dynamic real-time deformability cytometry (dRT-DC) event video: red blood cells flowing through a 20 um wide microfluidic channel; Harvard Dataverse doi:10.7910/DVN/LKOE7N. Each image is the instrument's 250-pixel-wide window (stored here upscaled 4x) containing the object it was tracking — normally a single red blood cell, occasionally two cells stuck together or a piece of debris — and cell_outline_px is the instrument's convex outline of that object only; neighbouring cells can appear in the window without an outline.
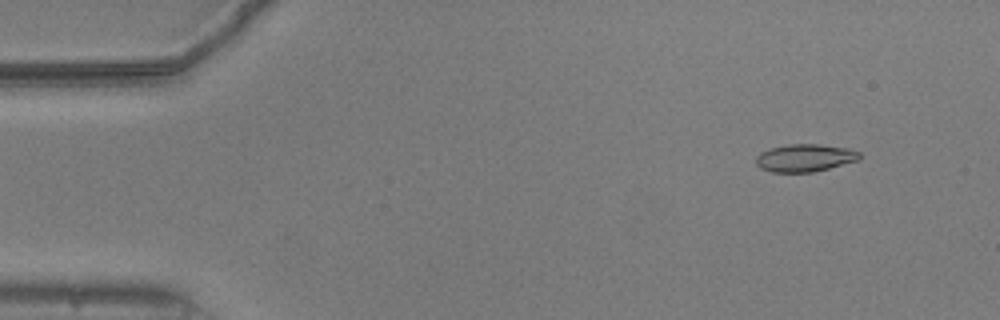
{"species": "common noctule bat (a hibernating species)", "species_latin": "Nyctalus noctula", "temperature_condition": "warm", "stored_images_in_passage": 53, "camera_frame_rate_fps": 3000, "um_per_image_px": 0.085, "animal": {"sex": "male", "body_mass_g": 20.5, "forearm_length_mm": 52.5}, "frame": {"image": 1, "passage_image": 5, "time_ms": 1.333, "image_size_px": [1000, 320], "cell_outline_px": [[860, 160], [812, 172], [772, 172], [760, 168], [756, 164], [756, 156], [760, 152], [772, 148], [788, 144], [820, 144], [848, 148], [860, 152]], "centroid_in_image_um": [68.42, 13.42], "position_along_channel_um": 16.6, "area_um2": 16.65}}
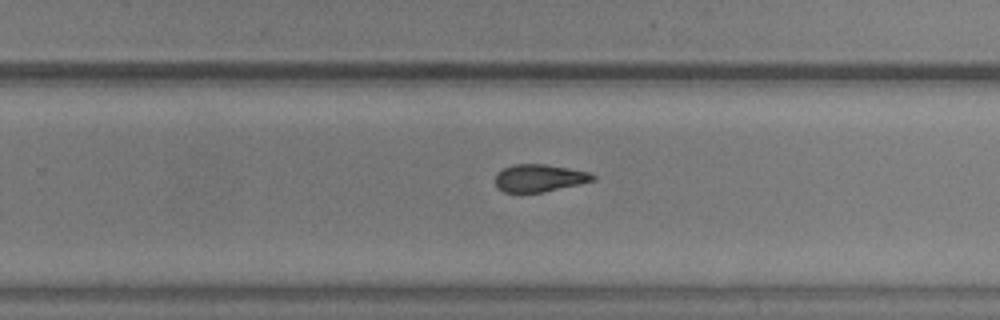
{"frame": {"image": 2, "passage_image": 34, "time_ms": 11.0, "image_size_px": [1000, 320], "cell_outline_px": [[596, 180], [580, 184], [544, 192], [504, 192], [496, 188], [496, 172], [512, 164], [544, 164], [568, 168], [588, 172], [596, 176]], "centroid_in_image_um": [45.83, 15.13], "position_along_channel_um": 284.0, "area_um2": 15.66}}
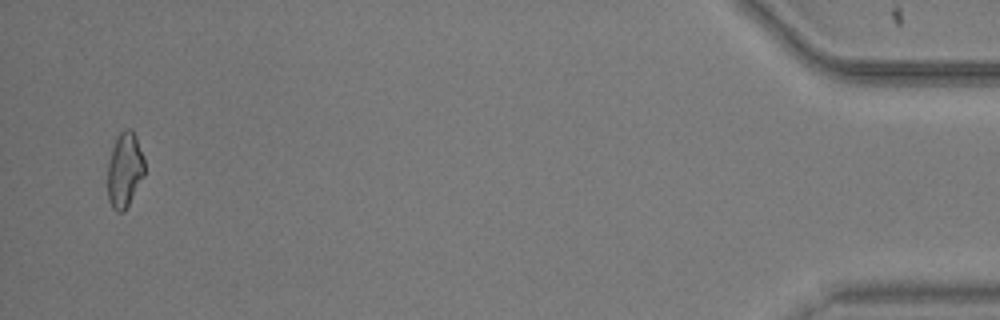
{"frame": {"image": 3, "passage_image": 52, "time_ms": 17.0, "image_size_px": [1000, 320], "cell_outline_px": [[144, 176], [124, 212], [116, 212], [112, 208], [108, 200], [108, 164], [112, 148], [116, 136], [124, 128], [132, 128], [136, 136], [144, 156]], "centroid_in_image_um": [10.6, 14.42], "position_along_channel_um": 424.6, "area_um2": 16.36}, "authors_computed_cell_mechanics": {"area_um2": 16.473, "velocity_mm_per_s": 3.7765, "shape_relaxation_time_tau1_ms": 6.9489, "shape_relaxation_time_tau2_ms": 3.4079, "deformation_change_tau1": 0.1838, "deformation_change_tau2": 0.1091}}